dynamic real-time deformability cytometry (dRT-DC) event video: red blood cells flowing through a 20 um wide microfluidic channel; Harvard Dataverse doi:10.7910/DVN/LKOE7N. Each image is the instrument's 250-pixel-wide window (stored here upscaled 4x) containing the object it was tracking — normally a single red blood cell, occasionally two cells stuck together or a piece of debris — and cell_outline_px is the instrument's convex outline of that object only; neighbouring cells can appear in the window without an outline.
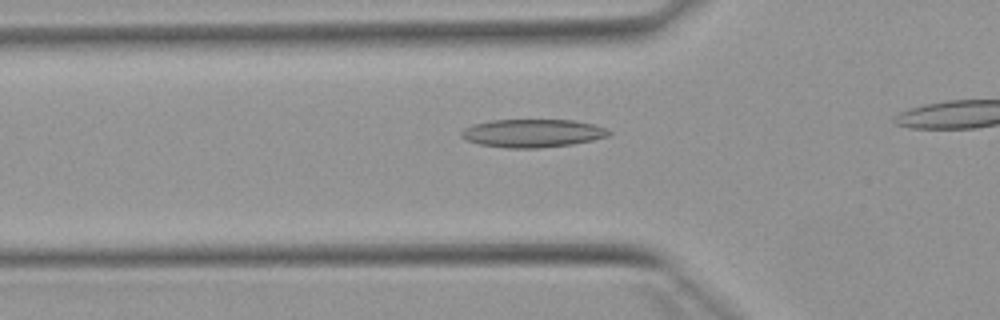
{"species": "Egyptian fruit bat (a non-hibernating species)", "species_latin": "Rousettus aegyptiacus", "temperature_condition": "warm", "stored_images_in_passage": 31, "camera_frame_rate_fps": 3000, "um_per_image_px": 0.085, "animal": {"sex": "female"}, "frame": {"image": 1, "passage_image": 7, "time_ms": 2.0, "image_size_px": [1000, 320], "cell_outline_px": [[612, 132], [608, 136], [592, 140], [572, 144], [540, 148], [508, 148], [480, 144], [464, 140], [460, 136], [460, 132], [464, 128], [472, 124], [492, 120], [572, 120], [592, 124], [608, 128]], "centroid_in_image_um": [45.24, 11.32], "position_along_channel_um": 80.6, "area_um2": 24.28}}
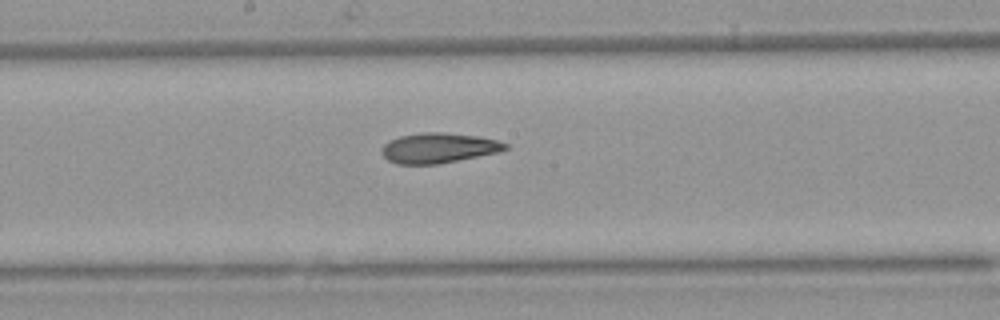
{"frame": {"image": 2, "passage_image": 17, "time_ms": 5.333, "image_size_px": [1000, 320], "cell_outline_px": [[508, 148], [500, 152], [436, 164], [396, 164], [388, 160], [380, 152], [380, 148], [388, 140], [400, 136], [424, 132], [444, 132], [476, 136], [496, 140], [508, 144]], "centroid_in_image_um": [37.24, 12.57], "position_along_channel_um": 211.0, "area_um2": 21.68}}
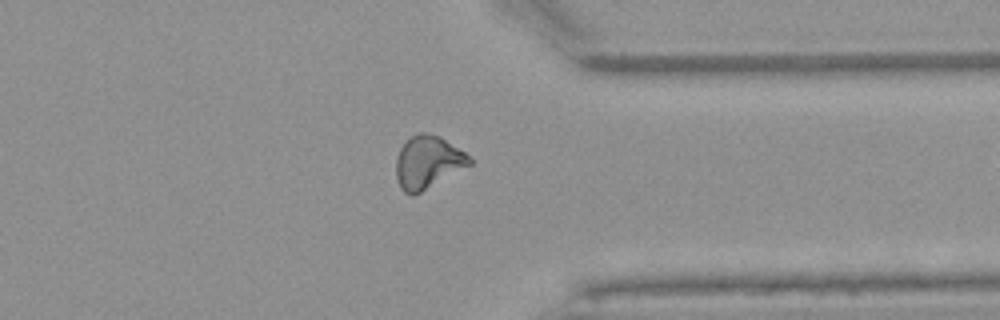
{"frame": {"image": 3, "passage_image": 30, "time_ms": 9.667, "image_size_px": [1000, 320], "cell_outline_px": [[472, 164], [420, 192], [412, 196], [408, 196], [400, 188], [396, 176], [396, 156], [400, 148], [416, 132], [428, 132], [440, 136], [464, 152], [472, 160]], "centroid_in_image_um": [36.34, 13.78], "position_along_channel_um": 375.1, "area_um2": 22.48}}